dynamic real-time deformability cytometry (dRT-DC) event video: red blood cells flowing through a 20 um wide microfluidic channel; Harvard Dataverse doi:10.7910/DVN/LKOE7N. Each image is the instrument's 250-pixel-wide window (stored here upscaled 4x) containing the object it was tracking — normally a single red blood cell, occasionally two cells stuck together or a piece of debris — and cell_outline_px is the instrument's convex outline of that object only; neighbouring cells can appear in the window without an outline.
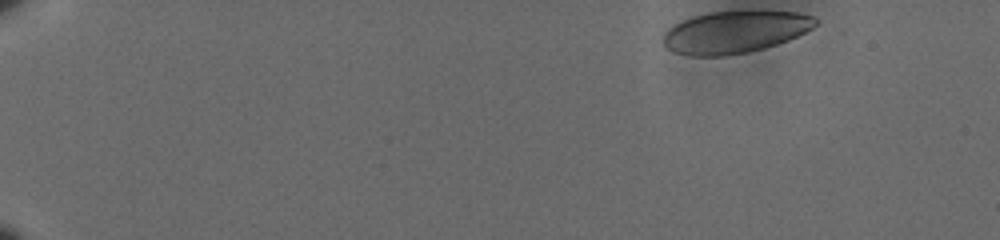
{"species": "human", "species_latin": "Homo sapiens", "temperature_condition": "cold", "stored_images_in_passage": 14, "camera_frame_rate_fps": 3000, "um_per_image_px": 0.085, "donor": {"sex": "male"}, "frame": {"image": 1, "passage_image": 1, "time_ms": 0.0, "image_size_px": [1000, 240], "cell_outline_px": [[816, 24], [812, 28], [788, 40], [764, 48], [748, 52], [720, 56], [688, 56], [672, 52], [664, 44], [664, 32], [668, 28], [692, 16], [708, 12], [796, 12], [816, 16]], "centroid_in_image_um": [62.44, 2.73], "position_along_channel_um": 22.6, "area_um2": 36.99}}